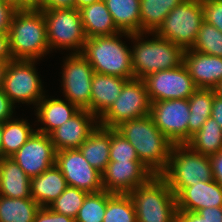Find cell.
<instances>
[{
	"instance_id": "4",
	"label": "cell",
	"mask_w": 222,
	"mask_h": 222,
	"mask_svg": "<svg viewBox=\"0 0 222 222\" xmlns=\"http://www.w3.org/2000/svg\"><path fill=\"white\" fill-rule=\"evenodd\" d=\"M130 38V33L119 32L112 36L87 38L81 54L94 69V73L134 79L131 48L121 37Z\"/></svg>"
},
{
	"instance_id": "9",
	"label": "cell",
	"mask_w": 222,
	"mask_h": 222,
	"mask_svg": "<svg viewBox=\"0 0 222 222\" xmlns=\"http://www.w3.org/2000/svg\"><path fill=\"white\" fill-rule=\"evenodd\" d=\"M38 60L10 59L3 79L2 89L11 102L32 104L34 108L44 97L42 79L36 71Z\"/></svg>"
},
{
	"instance_id": "39",
	"label": "cell",
	"mask_w": 222,
	"mask_h": 222,
	"mask_svg": "<svg viewBox=\"0 0 222 222\" xmlns=\"http://www.w3.org/2000/svg\"><path fill=\"white\" fill-rule=\"evenodd\" d=\"M16 11L11 5L0 1V36L7 37L12 17Z\"/></svg>"
},
{
	"instance_id": "1",
	"label": "cell",
	"mask_w": 222,
	"mask_h": 222,
	"mask_svg": "<svg viewBox=\"0 0 222 222\" xmlns=\"http://www.w3.org/2000/svg\"><path fill=\"white\" fill-rule=\"evenodd\" d=\"M115 129L130 142L140 162L154 175L165 170L174 144L158 129L150 114L124 121Z\"/></svg>"
},
{
	"instance_id": "15",
	"label": "cell",
	"mask_w": 222,
	"mask_h": 222,
	"mask_svg": "<svg viewBox=\"0 0 222 222\" xmlns=\"http://www.w3.org/2000/svg\"><path fill=\"white\" fill-rule=\"evenodd\" d=\"M10 158L32 178L55 165L56 150L50 135L35 131Z\"/></svg>"
},
{
	"instance_id": "52",
	"label": "cell",
	"mask_w": 222,
	"mask_h": 222,
	"mask_svg": "<svg viewBox=\"0 0 222 222\" xmlns=\"http://www.w3.org/2000/svg\"><path fill=\"white\" fill-rule=\"evenodd\" d=\"M214 90L216 95L222 98V80L218 83L217 87Z\"/></svg>"
},
{
	"instance_id": "47",
	"label": "cell",
	"mask_w": 222,
	"mask_h": 222,
	"mask_svg": "<svg viewBox=\"0 0 222 222\" xmlns=\"http://www.w3.org/2000/svg\"><path fill=\"white\" fill-rule=\"evenodd\" d=\"M10 57L7 50V37L0 36V61H9Z\"/></svg>"
},
{
	"instance_id": "8",
	"label": "cell",
	"mask_w": 222,
	"mask_h": 222,
	"mask_svg": "<svg viewBox=\"0 0 222 222\" xmlns=\"http://www.w3.org/2000/svg\"><path fill=\"white\" fill-rule=\"evenodd\" d=\"M41 11L45 18L50 52L68 49L71 54L81 53L87 38L79 10L70 8Z\"/></svg>"
},
{
	"instance_id": "46",
	"label": "cell",
	"mask_w": 222,
	"mask_h": 222,
	"mask_svg": "<svg viewBox=\"0 0 222 222\" xmlns=\"http://www.w3.org/2000/svg\"><path fill=\"white\" fill-rule=\"evenodd\" d=\"M44 0H20V10L41 11Z\"/></svg>"
},
{
	"instance_id": "11",
	"label": "cell",
	"mask_w": 222,
	"mask_h": 222,
	"mask_svg": "<svg viewBox=\"0 0 222 222\" xmlns=\"http://www.w3.org/2000/svg\"><path fill=\"white\" fill-rule=\"evenodd\" d=\"M69 55V56H68ZM63 61L61 87L65 99L90 112L94 69L81 53H70Z\"/></svg>"
},
{
	"instance_id": "31",
	"label": "cell",
	"mask_w": 222,
	"mask_h": 222,
	"mask_svg": "<svg viewBox=\"0 0 222 222\" xmlns=\"http://www.w3.org/2000/svg\"><path fill=\"white\" fill-rule=\"evenodd\" d=\"M35 131L27 119L17 117L5 121L2 134L3 157L13 156Z\"/></svg>"
},
{
	"instance_id": "22",
	"label": "cell",
	"mask_w": 222,
	"mask_h": 222,
	"mask_svg": "<svg viewBox=\"0 0 222 222\" xmlns=\"http://www.w3.org/2000/svg\"><path fill=\"white\" fill-rule=\"evenodd\" d=\"M68 187L56 164L42 174L31 178V197L40 207H48Z\"/></svg>"
},
{
	"instance_id": "36",
	"label": "cell",
	"mask_w": 222,
	"mask_h": 222,
	"mask_svg": "<svg viewBox=\"0 0 222 222\" xmlns=\"http://www.w3.org/2000/svg\"><path fill=\"white\" fill-rule=\"evenodd\" d=\"M110 161H140L135 148L115 128H111Z\"/></svg>"
},
{
	"instance_id": "49",
	"label": "cell",
	"mask_w": 222,
	"mask_h": 222,
	"mask_svg": "<svg viewBox=\"0 0 222 222\" xmlns=\"http://www.w3.org/2000/svg\"><path fill=\"white\" fill-rule=\"evenodd\" d=\"M9 61H0V89L3 86V79L5 76L6 68L8 65Z\"/></svg>"
},
{
	"instance_id": "42",
	"label": "cell",
	"mask_w": 222,
	"mask_h": 222,
	"mask_svg": "<svg viewBox=\"0 0 222 222\" xmlns=\"http://www.w3.org/2000/svg\"><path fill=\"white\" fill-rule=\"evenodd\" d=\"M205 222H222V207H208L198 211Z\"/></svg>"
},
{
	"instance_id": "28",
	"label": "cell",
	"mask_w": 222,
	"mask_h": 222,
	"mask_svg": "<svg viewBox=\"0 0 222 222\" xmlns=\"http://www.w3.org/2000/svg\"><path fill=\"white\" fill-rule=\"evenodd\" d=\"M39 208L33 198L0 195V222H34Z\"/></svg>"
},
{
	"instance_id": "33",
	"label": "cell",
	"mask_w": 222,
	"mask_h": 222,
	"mask_svg": "<svg viewBox=\"0 0 222 222\" xmlns=\"http://www.w3.org/2000/svg\"><path fill=\"white\" fill-rule=\"evenodd\" d=\"M191 50L222 57V32L203 21Z\"/></svg>"
},
{
	"instance_id": "48",
	"label": "cell",
	"mask_w": 222,
	"mask_h": 222,
	"mask_svg": "<svg viewBox=\"0 0 222 222\" xmlns=\"http://www.w3.org/2000/svg\"><path fill=\"white\" fill-rule=\"evenodd\" d=\"M98 1L100 0H75V8L79 10L85 6L91 5L92 3H95Z\"/></svg>"
},
{
	"instance_id": "38",
	"label": "cell",
	"mask_w": 222,
	"mask_h": 222,
	"mask_svg": "<svg viewBox=\"0 0 222 222\" xmlns=\"http://www.w3.org/2000/svg\"><path fill=\"white\" fill-rule=\"evenodd\" d=\"M34 222H76L74 218L59 214L49 207H40Z\"/></svg>"
},
{
	"instance_id": "34",
	"label": "cell",
	"mask_w": 222,
	"mask_h": 222,
	"mask_svg": "<svg viewBox=\"0 0 222 222\" xmlns=\"http://www.w3.org/2000/svg\"><path fill=\"white\" fill-rule=\"evenodd\" d=\"M107 208V191L88 193L75 218L76 222H103Z\"/></svg>"
},
{
	"instance_id": "17",
	"label": "cell",
	"mask_w": 222,
	"mask_h": 222,
	"mask_svg": "<svg viewBox=\"0 0 222 222\" xmlns=\"http://www.w3.org/2000/svg\"><path fill=\"white\" fill-rule=\"evenodd\" d=\"M98 125L99 121L95 115L86 109H80L50 134L54 149L56 152L78 149Z\"/></svg>"
},
{
	"instance_id": "12",
	"label": "cell",
	"mask_w": 222,
	"mask_h": 222,
	"mask_svg": "<svg viewBox=\"0 0 222 222\" xmlns=\"http://www.w3.org/2000/svg\"><path fill=\"white\" fill-rule=\"evenodd\" d=\"M150 115L158 129L173 143L188 142V99L151 102Z\"/></svg>"
},
{
	"instance_id": "18",
	"label": "cell",
	"mask_w": 222,
	"mask_h": 222,
	"mask_svg": "<svg viewBox=\"0 0 222 222\" xmlns=\"http://www.w3.org/2000/svg\"><path fill=\"white\" fill-rule=\"evenodd\" d=\"M183 63L198 89H215L222 80V57L188 49Z\"/></svg>"
},
{
	"instance_id": "35",
	"label": "cell",
	"mask_w": 222,
	"mask_h": 222,
	"mask_svg": "<svg viewBox=\"0 0 222 222\" xmlns=\"http://www.w3.org/2000/svg\"><path fill=\"white\" fill-rule=\"evenodd\" d=\"M88 192L68 186L48 207L56 213L76 218Z\"/></svg>"
},
{
	"instance_id": "50",
	"label": "cell",
	"mask_w": 222,
	"mask_h": 222,
	"mask_svg": "<svg viewBox=\"0 0 222 222\" xmlns=\"http://www.w3.org/2000/svg\"><path fill=\"white\" fill-rule=\"evenodd\" d=\"M0 1L11 5L17 11L20 10V0H0Z\"/></svg>"
},
{
	"instance_id": "2",
	"label": "cell",
	"mask_w": 222,
	"mask_h": 222,
	"mask_svg": "<svg viewBox=\"0 0 222 222\" xmlns=\"http://www.w3.org/2000/svg\"><path fill=\"white\" fill-rule=\"evenodd\" d=\"M7 50L10 59L38 61L50 53L42 11L18 10L14 13L7 35Z\"/></svg>"
},
{
	"instance_id": "3",
	"label": "cell",
	"mask_w": 222,
	"mask_h": 222,
	"mask_svg": "<svg viewBox=\"0 0 222 222\" xmlns=\"http://www.w3.org/2000/svg\"><path fill=\"white\" fill-rule=\"evenodd\" d=\"M151 35L153 38H148ZM146 37V38H144ZM132 69L134 78L144 79L148 75L162 70H169L183 63L184 50L173 42L158 37L153 33L131 34Z\"/></svg>"
},
{
	"instance_id": "5",
	"label": "cell",
	"mask_w": 222,
	"mask_h": 222,
	"mask_svg": "<svg viewBox=\"0 0 222 222\" xmlns=\"http://www.w3.org/2000/svg\"><path fill=\"white\" fill-rule=\"evenodd\" d=\"M160 176L175 196L185 187L214 180L209 156L195 152L187 144L172 146L168 164Z\"/></svg>"
},
{
	"instance_id": "40",
	"label": "cell",
	"mask_w": 222,
	"mask_h": 222,
	"mask_svg": "<svg viewBox=\"0 0 222 222\" xmlns=\"http://www.w3.org/2000/svg\"><path fill=\"white\" fill-rule=\"evenodd\" d=\"M15 105L11 102L8 96L0 89V123H4L12 118L15 113ZM14 108V109H13Z\"/></svg>"
},
{
	"instance_id": "29",
	"label": "cell",
	"mask_w": 222,
	"mask_h": 222,
	"mask_svg": "<svg viewBox=\"0 0 222 222\" xmlns=\"http://www.w3.org/2000/svg\"><path fill=\"white\" fill-rule=\"evenodd\" d=\"M186 144L199 154H216L222 150V128L215 119L209 117Z\"/></svg>"
},
{
	"instance_id": "14",
	"label": "cell",
	"mask_w": 222,
	"mask_h": 222,
	"mask_svg": "<svg viewBox=\"0 0 222 222\" xmlns=\"http://www.w3.org/2000/svg\"><path fill=\"white\" fill-rule=\"evenodd\" d=\"M55 164L61 170L68 186L88 193L104 190L102 174L88 163L79 149L57 151Z\"/></svg>"
},
{
	"instance_id": "30",
	"label": "cell",
	"mask_w": 222,
	"mask_h": 222,
	"mask_svg": "<svg viewBox=\"0 0 222 222\" xmlns=\"http://www.w3.org/2000/svg\"><path fill=\"white\" fill-rule=\"evenodd\" d=\"M214 89H197L189 98L188 141L211 117Z\"/></svg>"
},
{
	"instance_id": "32",
	"label": "cell",
	"mask_w": 222,
	"mask_h": 222,
	"mask_svg": "<svg viewBox=\"0 0 222 222\" xmlns=\"http://www.w3.org/2000/svg\"><path fill=\"white\" fill-rule=\"evenodd\" d=\"M103 222H137L135 206L129 194L107 192Z\"/></svg>"
},
{
	"instance_id": "10",
	"label": "cell",
	"mask_w": 222,
	"mask_h": 222,
	"mask_svg": "<svg viewBox=\"0 0 222 222\" xmlns=\"http://www.w3.org/2000/svg\"><path fill=\"white\" fill-rule=\"evenodd\" d=\"M150 108L151 102L144 80L134 78L123 86L119 97L98 118L99 125L116 128L124 121L149 115Z\"/></svg>"
},
{
	"instance_id": "16",
	"label": "cell",
	"mask_w": 222,
	"mask_h": 222,
	"mask_svg": "<svg viewBox=\"0 0 222 222\" xmlns=\"http://www.w3.org/2000/svg\"><path fill=\"white\" fill-rule=\"evenodd\" d=\"M101 174L103 189L119 194H129L154 175L140 161H110Z\"/></svg>"
},
{
	"instance_id": "27",
	"label": "cell",
	"mask_w": 222,
	"mask_h": 222,
	"mask_svg": "<svg viewBox=\"0 0 222 222\" xmlns=\"http://www.w3.org/2000/svg\"><path fill=\"white\" fill-rule=\"evenodd\" d=\"M184 0H140V33H153L170 11Z\"/></svg>"
},
{
	"instance_id": "7",
	"label": "cell",
	"mask_w": 222,
	"mask_h": 222,
	"mask_svg": "<svg viewBox=\"0 0 222 222\" xmlns=\"http://www.w3.org/2000/svg\"><path fill=\"white\" fill-rule=\"evenodd\" d=\"M203 21L201 0H184L170 11L154 33L185 51L194 45Z\"/></svg>"
},
{
	"instance_id": "43",
	"label": "cell",
	"mask_w": 222,
	"mask_h": 222,
	"mask_svg": "<svg viewBox=\"0 0 222 222\" xmlns=\"http://www.w3.org/2000/svg\"><path fill=\"white\" fill-rule=\"evenodd\" d=\"M75 8V0H44L42 10Z\"/></svg>"
},
{
	"instance_id": "6",
	"label": "cell",
	"mask_w": 222,
	"mask_h": 222,
	"mask_svg": "<svg viewBox=\"0 0 222 222\" xmlns=\"http://www.w3.org/2000/svg\"><path fill=\"white\" fill-rule=\"evenodd\" d=\"M129 195L137 222H176V196L160 175H153Z\"/></svg>"
},
{
	"instance_id": "25",
	"label": "cell",
	"mask_w": 222,
	"mask_h": 222,
	"mask_svg": "<svg viewBox=\"0 0 222 222\" xmlns=\"http://www.w3.org/2000/svg\"><path fill=\"white\" fill-rule=\"evenodd\" d=\"M111 128L100 125L78 148L88 163L102 173L110 162Z\"/></svg>"
},
{
	"instance_id": "19",
	"label": "cell",
	"mask_w": 222,
	"mask_h": 222,
	"mask_svg": "<svg viewBox=\"0 0 222 222\" xmlns=\"http://www.w3.org/2000/svg\"><path fill=\"white\" fill-rule=\"evenodd\" d=\"M177 211L198 212L208 207H222V186L215 180L200 181L185 187L176 196Z\"/></svg>"
},
{
	"instance_id": "41",
	"label": "cell",
	"mask_w": 222,
	"mask_h": 222,
	"mask_svg": "<svg viewBox=\"0 0 222 222\" xmlns=\"http://www.w3.org/2000/svg\"><path fill=\"white\" fill-rule=\"evenodd\" d=\"M213 179L222 186V150L209 156Z\"/></svg>"
},
{
	"instance_id": "45",
	"label": "cell",
	"mask_w": 222,
	"mask_h": 222,
	"mask_svg": "<svg viewBox=\"0 0 222 222\" xmlns=\"http://www.w3.org/2000/svg\"><path fill=\"white\" fill-rule=\"evenodd\" d=\"M211 117L216 120L222 128V98L216 95L214 90V100L212 103Z\"/></svg>"
},
{
	"instance_id": "44",
	"label": "cell",
	"mask_w": 222,
	"mask_h": 222,
	"mask_svg": "<svg viewBox=\"0 0 222 222\" xmlns=\"http://www.w3.org/2000/svg\"><path fill=\"white\" fill-rule=\"evenodd\" d=\"M176 222H205L198 212L177 211Z\"/></svg>"
},
{
	"instance_id": "51",
	"label": "cell",
	"mask_w": 222,
	"mask_h": 222,
	"mask_svg": "<svg viewBox=\"0 0 222 222\" xmlns=\"http://www.w3.org/2000/svg\"><path fill=\"white\" fill-rule=\"evenodd\" d=\"M2 134H3V123H0V159L3 158V150H2Z\"/></svg>"
},
{
	"instance_id": "26",
	"label": "cell",
	"mask_w": 222,
	"mask_h": 222,
	"mask_svg": "<svg viewBox=\"0 0 222 222\" xmlns=\"http://www.w3.org/2000/svg\"><path fill=\"white\" fill-rule=\"evenodd\" d=\"M121 32L140 33V0H103Z\"/></svg>"
},
{
	"instance_id": "21",
	"label": "cell",
	"mask_w": 222,
	"mask_h": 222,
	"mask_svg": "<svg viewBox=\"0 0 222 222\" xmlns=\"http://www.w3.org/2000/svg\"><path fill=\"white\" fill-rule=\"evenodd\" d=\"M128 79L94 73L91 84L90 113L99 118L119 97Z\"/></svg>"
},
{
	"instance_id": "37",
	"label": "cell",
	"mask_w": 222,
	"mask_h": 222,
	"mask_svg": "<svg viewBox=\"0 0 222 222\" xmlns=\"http://www.w3.org/2000/svg\"><path fill=\"white\" fill-rule=\"evenodd\" d=\"M204 21L222 32V0H201Z\"/></svg>"
},
{
	"instance_id": "13",
	"label": "cell",
	"mask_w": 222,
	"mask_h": 222,
	"mask_svg": "<svg viewBox=\"0 0 222 222\" xmlns=\"http://www.w3.org/2000/svg\"><path fill=\"white\" fill-rule=\"evenodd\" d=\"M143 80L150 102L188 99L198 89L184 63L173 69L152 73Z\"/></svg>"
},
{
	"instance_id": "24",
	"label": "cell",
	"mask_w": 222,
	"mask_h": 222,
	"mask_svg": "<svg viewBox=\"0 0 222 222\" xmlns=\"http://www.w3.org/2000/svg\"><path fill=\"white\" fill-rule=\"evenodd\" d=\"M86 38L112 36L121 32L103 0L79 9Z\"/></svg>"
},
{
	"instance_id": "20",
	"label": "cell",
	"mask_w": 222,
	"mask_h": 222,
	"mask_svg": "<svg viewBox=\"0 0 222 222\" xmlns=\"http://www.w3.org/2000/svg\"><path fill=\"white\" fill-rule=\"evenodd\" d=\"M45 94L37 103L35 115L42 126L36 129L37 132L50 135L55 129L68 121L80 109L67 99L50 98ZM47 98V99H46Z\"/></svg>"
},
{
	"instance_id": "23",
	"label": "cell",
	"mask_w": 222,
	"mask_h": 222,
	"mask_svg": "<svg viewBox=\"0 0 222 222\" xmlns=\"http://www.w3.org/2000/svg\"><path fill=\"white\" fill-rule=\"evenodd\" d=\"M31 178L10 157L0 159V195L10 198H32Z\"/></svg>"
}]
</instances>
